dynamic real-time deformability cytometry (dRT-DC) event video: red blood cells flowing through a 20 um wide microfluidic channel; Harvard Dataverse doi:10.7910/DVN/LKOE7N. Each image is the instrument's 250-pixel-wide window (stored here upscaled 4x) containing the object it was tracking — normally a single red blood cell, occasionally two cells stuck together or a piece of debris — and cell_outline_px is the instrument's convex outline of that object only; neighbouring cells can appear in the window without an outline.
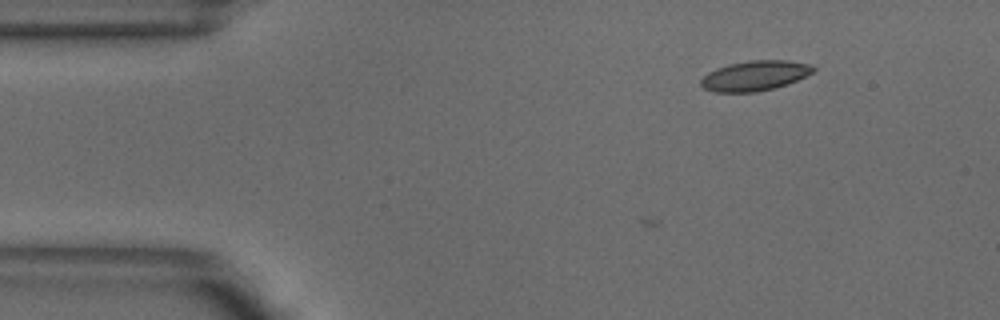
{"species": "common noctule bat (a hibernating species)", "species_latin": "Nyctalus noctula", "temperature_condition": "warm", "stored_images_in_passage": 9, "camera_frame_rate_fps": 3000, "um_per_image_px": 0.085, "animal": {"sex": "male", "body_mass_g": 18.8}, "frame": {"image": 1, "passage_image": 9, "time_ms": 2.667, "image_size_px": [1000, 320], "cell_outline_px": [[816, 68], [812, 72], [796, 80], [772, 88], [756, 92], [716, 92], [704, 88], [700, 84], [700, 80], [708, 72], [716, 68], [728, 64], [748, 60], [784, 60], [812, 64]], "centroid_in_image_um": [64.13, 6.42], "position_along_channel_um": 20.9, "area_um2": 19.48}}